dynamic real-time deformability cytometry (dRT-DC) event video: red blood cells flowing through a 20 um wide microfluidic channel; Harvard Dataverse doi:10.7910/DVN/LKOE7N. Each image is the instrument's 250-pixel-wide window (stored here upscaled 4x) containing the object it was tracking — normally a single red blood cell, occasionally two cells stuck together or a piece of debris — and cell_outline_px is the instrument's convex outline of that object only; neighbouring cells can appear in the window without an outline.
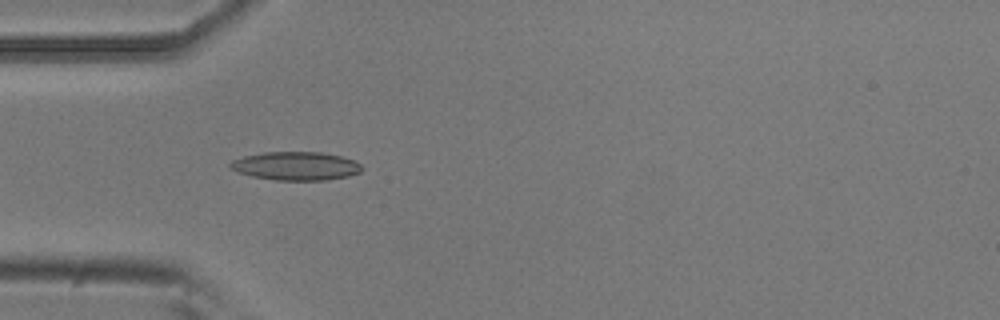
{"species": "common noctule bat (a hibernating species)", "species_latin": "Nyctalus noctula", "temperature_condition": "room temperature", "stored_images_in_passage": 53, "camera_frame_rate_fps": 3000, "um_per_image_px": 0.085, "animal": {"sex": "male", "body_mass_g": 20.5, "forearm_length_mm": 52.5}, "frame": {"image": 1, "passage_image": 16, "time_ms": 5.0, "image_size_px": [1000, 320], "cell_outline_px": [[364, 168], [360, 172], [348, 176], [324, 180], [276, 180], [252, 176], [228, 168], [228, 164], [232, 160], [244, 156], [264, 152], [320, 152], [340, 156], [356, 160]], "centroid_in_image_um": [25.15, 14.1], "position_along_channel_um": 59.8, "area_um2": 21.85}}
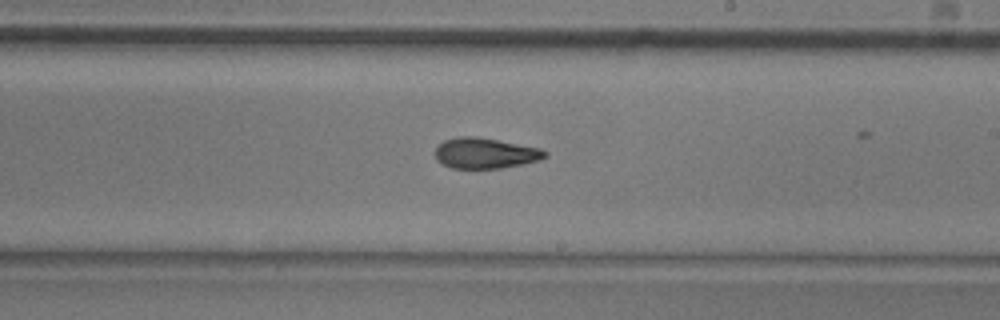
{"frame": {"image": 2, "passage_image": 31, "time_ms": 10.0, "image_size_px": [1000, 320], "cell_outline_px": [[548, 156], [540, 160], [524, 164], [500, 168], [452, 168], [436, 160], [436, 148], [444, 140], [456, 136], [476, 136], [540, 148], [548, 152]], "centroid_in_image_um": [41.27, 13.02], "position_along_channel_um": 247.7, "area_um2": 19.59}}
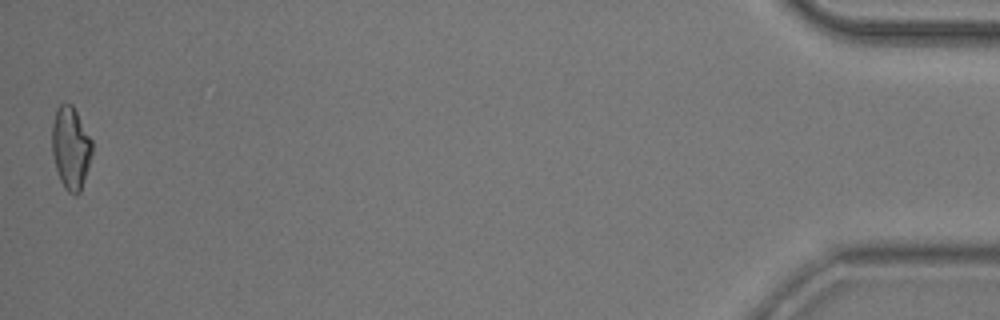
{"frame": {"image": 3, "passage_image": 53, "time_ms": 17.333, "image_size_px": [1000, 320], "cell_outline_px": [[92, 156], [80, 192], [76, 196], [68, 192], [64, 188], [60, 180], [56, 168], [52, 152], [52, 124], [56, 108], [60, 104], [72, 104], [92, 140]], "centroid_in_image_um": [6.01, 12.59], "position_along_channel_um": 429.2, "area_um2": 19.31}, "authors_computed_cell_mechanics": {"area_um2": 19.7676, "velocity_mm_per_s": 3.7796, "shape_relaxation_time_tau1_ms": 8.3577, "shape_relaxation_time_tau2_ms": 3.4815, "deformation_change_tau1": 0.1854, "deformation_change_tau2": 0.1131}}